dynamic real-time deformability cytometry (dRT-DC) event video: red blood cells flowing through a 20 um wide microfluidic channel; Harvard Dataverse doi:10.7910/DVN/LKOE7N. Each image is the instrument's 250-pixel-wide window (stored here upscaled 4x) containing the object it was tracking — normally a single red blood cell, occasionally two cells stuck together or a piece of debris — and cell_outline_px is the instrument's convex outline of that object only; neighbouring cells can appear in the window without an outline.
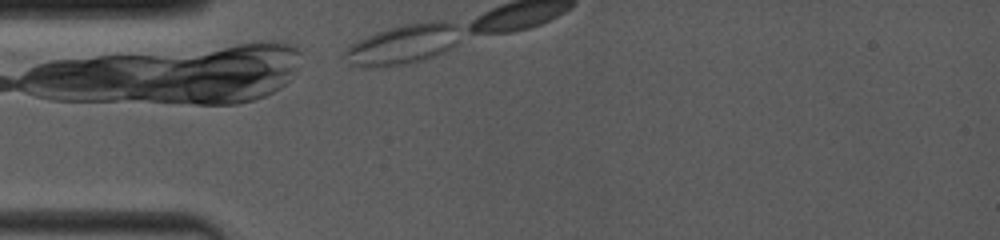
{"species": "common noctule bat (a hibernating species)", "species_latin": "Nyctalus noctula", "temperature_condition": "room temperature", "stored_images_in_passage": 7, "camera_frame_rate_fps": 4000, "um_per_image_px": 0.085, "animal": {"sex": "female", "body_mass_g": 19.0, "forearm_length_mm": 53.3}, "frame": {"image": 1, "passage_image": 1, "time_ms": 0.0, "image_size_px": [1000, 240], "cell_outline_px": [[456, 44], [436, 56], [412, 64], [384, 68], [364, 68], [352, 64], [344, 56], [344, 52], [352, 44], [368, 36], [388, 28], [404, 24], [432, 20], [444, 20], [456, 24]], "centroid_in_image_um": [34.25, 3.8], "position_along_channel_um": 50.7, "area_um2": 26.88}}